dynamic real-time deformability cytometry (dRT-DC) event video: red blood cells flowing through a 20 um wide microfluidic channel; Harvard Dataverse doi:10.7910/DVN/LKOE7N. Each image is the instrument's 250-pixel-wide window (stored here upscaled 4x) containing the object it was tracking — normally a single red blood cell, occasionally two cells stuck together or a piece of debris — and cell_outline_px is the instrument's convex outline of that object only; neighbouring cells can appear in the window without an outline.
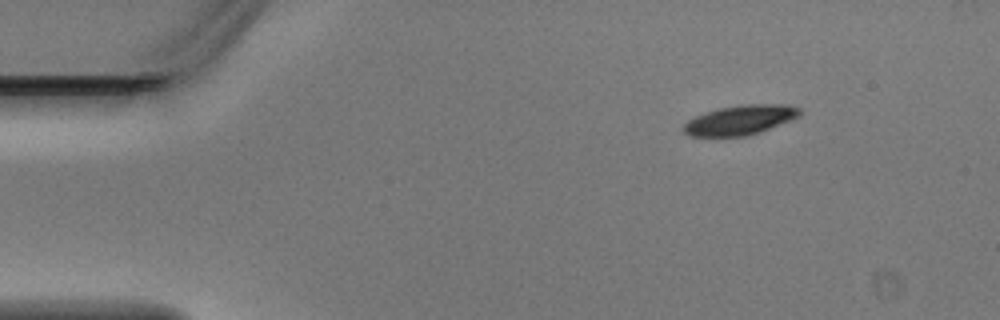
{"species": "Egyptian fruit bat (a non-hibernating species)", "species_latin": "Rousettus aegyptiacus", "temperature_condition": "warm", "stored_images_in_passage": 4, "camera_frame_rate_fps": 3000, "um_per_image_px": 0.085, "animal": {"sex": "male"}, "frame": {"image": 1, "passage_image": 2, "time_ms": 0.333, "image_size_px": [1000, 320], "cell_outline_px": [[804, 112], [800, 116], [760, 132], [744, 136], [688, 136], [684, 132], [684, 124], [688, 120], [696, 116], [720, 108], [740, 104], [788, 104], [800, 108]], "centroid_in_image_um": [62.96, 10.19], "position_along_channel_um": 22.0, "area_um2": 20.0}}